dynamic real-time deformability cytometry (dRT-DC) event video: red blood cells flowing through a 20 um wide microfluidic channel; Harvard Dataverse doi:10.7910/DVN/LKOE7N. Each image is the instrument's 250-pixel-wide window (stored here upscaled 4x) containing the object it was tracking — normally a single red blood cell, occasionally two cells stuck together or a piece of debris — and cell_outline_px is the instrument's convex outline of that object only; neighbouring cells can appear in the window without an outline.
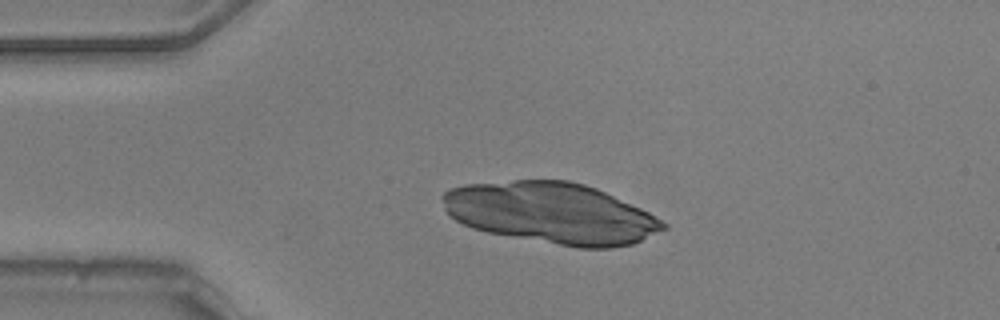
{"species": "common noctule bat (a hibernating species)", "species_latin": "Nyctalus noctula", "temperature_condition": "warm", "stored_images_in_passage": 4, "camera_frame_rate_fps": 3000, "um_per_image_px": 0.085, "animal": {"sex": "male", "body_mass_g": 20.5, "forearm_length_mm": 52.5}, "frame": {"image": 1, "passage_image": 2, "time_ms": 0.333, "image_size_px": [1000, 320], "cell_outline_px": [[652, 228], [636, 240], [620, 244], [572, 244], [628, 208], [632, 208], [644, 212], [648, 216]], "centroid_in_image_um": [52.66, 19.47], "position_along_channel_um": 32.3, "area_um2": 11.39}}